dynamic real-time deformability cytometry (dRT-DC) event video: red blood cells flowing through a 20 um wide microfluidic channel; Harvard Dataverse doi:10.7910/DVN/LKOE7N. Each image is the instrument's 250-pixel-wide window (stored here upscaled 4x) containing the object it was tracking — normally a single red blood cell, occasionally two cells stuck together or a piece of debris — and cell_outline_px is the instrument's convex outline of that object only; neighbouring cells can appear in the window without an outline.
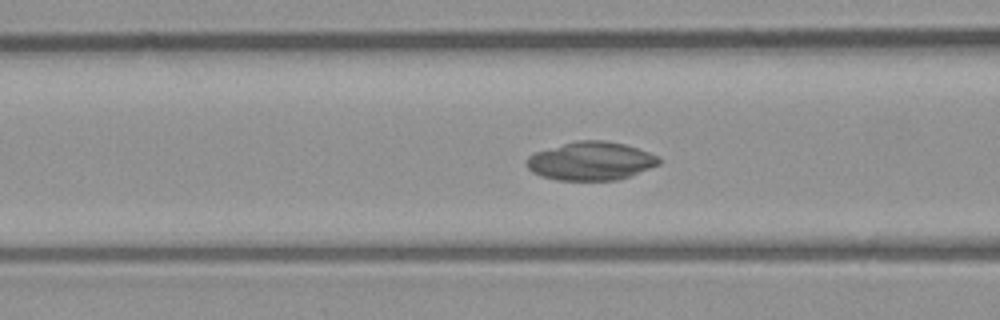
{"species": "common noctule bat (a hibernating species)", "species_latin": "Nyctalus noctula", "temperature_condition": "room temperature", "stored_images_in_passage": 33, "camera_frame_rate_fps": 3000, "um_per_image_px": 0.085, "animal": {"sex": "male", "body_mass_g": 23.1, "forearm_length_mm": 52.7}, "frame": {"image": 1, "passage_image": 5, "time_ms": 1.333, "image_size_px": [1000, 320], "cell_outline_px": [[660, 164], [628, 176], [616, 180], [556, 180], [540, 176], [532, 172], [524, 164], [524, 160], [528, 156], [536, 152], [564, 144], [580, 140], [604, 140], [624, 144], [660, 156]], "centroid_in_image_um": [50.19, 13.69], "position_along_channel_um": 116.4, "area_um2": 29.48}}
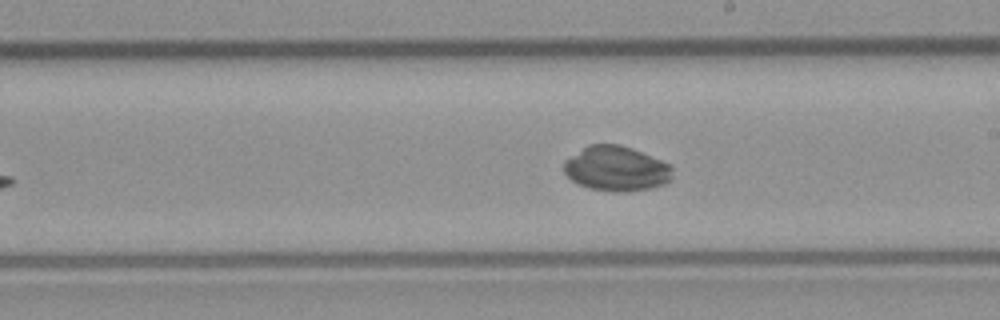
{"frame": {"image": 2, "passage_image": 14, "time_ms": 4.333, "image_size_px": [1000, 320], "cell_outline_px": [[672, 180], [664, 184], [652, 188], [628, 192], [616, 192], [588, 188], [572, 180], [564, 172], [564, 160], [588, 144], [620, 144], [632, 148], [672, 164]], "centroid_in_image_um": [52.41, 14.33], "position_along_channel_um": 236.6, "area_um2": 28.73}}
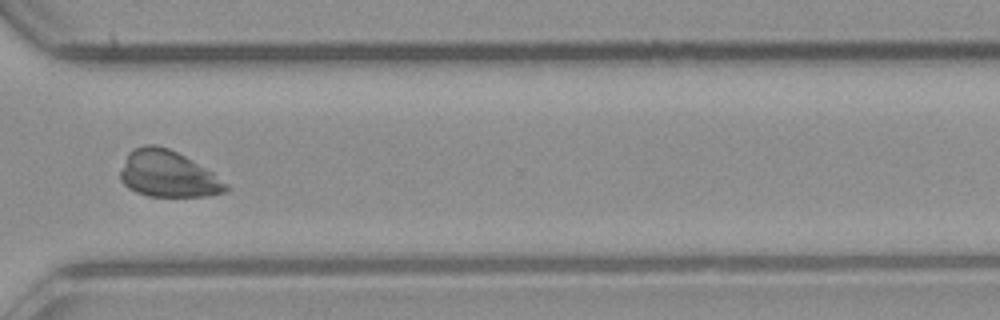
{"frame": {"image": 3, "passage_image": 23, "time_ms": 7.333, "image_size_px": [1000, 320], "cell_outline_px": [[228, 192], [208, 196], [148, 196], [136, 192], [128, 188], [120, 180], [120, 172], [128, 152], [132, 148], [144, 144], [156, 144], [168, 148], [184, 156], [212, 172], [228, 184]], "centroid_in_image_um": [14.26, 14.79], "position_along_channel_um": 356.3, "area_um2": 28.61}, "authors_computed_cell_mechanics": {"area_um2": 28.4376, "velocity_mm_per_s": 4.0, "shape_relaxation_time_tau1_ms": 3.7698, "shape_relaxation_time_tau2_ms": null, "deformation_change_tau1": 0.1589, "deformation_change_tau2": null}}